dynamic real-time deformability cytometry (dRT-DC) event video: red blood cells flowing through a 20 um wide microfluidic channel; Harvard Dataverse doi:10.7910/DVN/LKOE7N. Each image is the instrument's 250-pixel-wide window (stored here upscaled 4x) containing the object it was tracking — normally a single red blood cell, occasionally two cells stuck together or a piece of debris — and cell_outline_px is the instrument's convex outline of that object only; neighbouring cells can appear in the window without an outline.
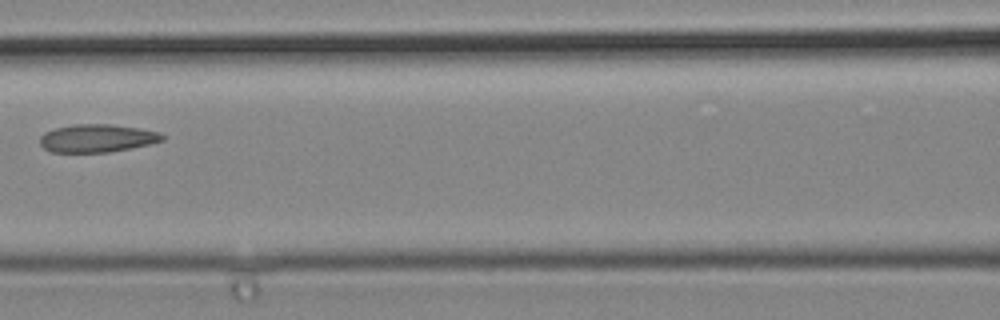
{"species": "common noctule bat (a hibernating species)", "species_latin": "Nyctalus noctula", "temperature_condition": "cold", "stored_images_in_passage": 6, "camera_frame_rate_fps": 3000, "um_per_image_px": 0.085, "animal": {"sex": "male", "body_mass_g": 19.2, "forearm_length_mm": 51.8}, "frame": {"image": 1, "passage_image": 6, "time_ms": 1.667, "image_size_px": [1000, 320], "cell_outline_px": [[164, 140], [148, 144], [108, 152], [52, 152], [44, 148], [40, 144], [40, 136], [44, 132], [56, 128], [72, 124], [112, 124], [140, 128], [160, 132], [164, 136]], "centroid_in_image_um": [8.24, 11.74], "position_along_channel_um": 158.4, "area_um2": 19.88}}